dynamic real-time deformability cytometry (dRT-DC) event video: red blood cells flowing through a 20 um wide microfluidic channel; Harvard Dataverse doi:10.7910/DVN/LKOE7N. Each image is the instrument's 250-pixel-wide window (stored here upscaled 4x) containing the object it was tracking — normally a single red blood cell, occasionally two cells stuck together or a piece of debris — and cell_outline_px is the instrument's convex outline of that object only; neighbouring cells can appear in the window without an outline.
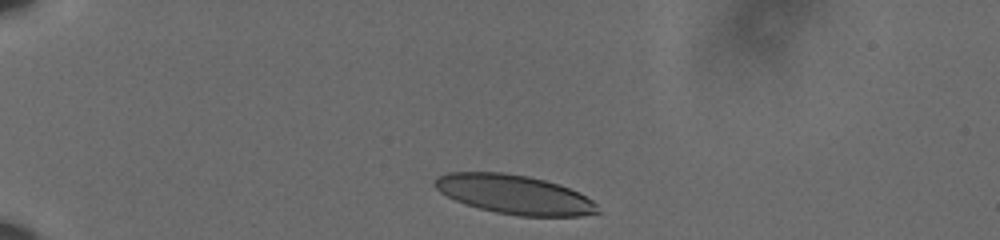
{"species": "human", "species_latin": "Homo sapiens", "temperature_condition": "cold", "stored_images_in_passage": 39, "camera_frame_rate_fps": 3000, "um_per_image_px": 0.085, "donor": {"sex": "male"}, "frame": {"image": 1, "passage_image": 1, "time_ms": 0.0, "image_size_px": [1000, 240], "cell_outline_px": [[600, 212], [580, 216], [520, 216], [496, 212], [480, 208], [456, 200], [440, 192], [432, 184], [436, 176], [448, 172], [504, 172], [528, 176], [560, 184], [580, 192], [592, 200], [596, 204]], "centroid_in_image_um": [43.72, 16.51], "position_along_channel_um": 41.3, "area_um2": 37.17}}
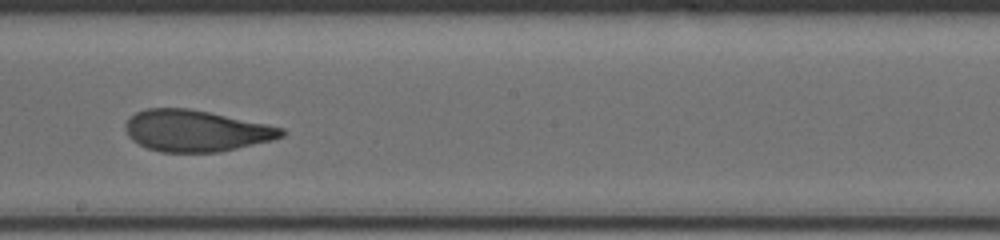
{"frame": {"image": 2, "passage_image": 22, "time_ms": 7.0, "image_size_px": [1000, 240], "cell_outline_px": [[288, 132], [284, 136], [272, 140], [220, 152], [160, 152], [148, 148], [132, 140], [128, 136], [124, 128], [124, 124], [136, 112], [148, 108], [188, 108], [268, 124], [284, 128]], "centroid_in_image_um": [16.67, 11.12], "position_along_channel_um": 231.5, "area_um2": 37.69}}
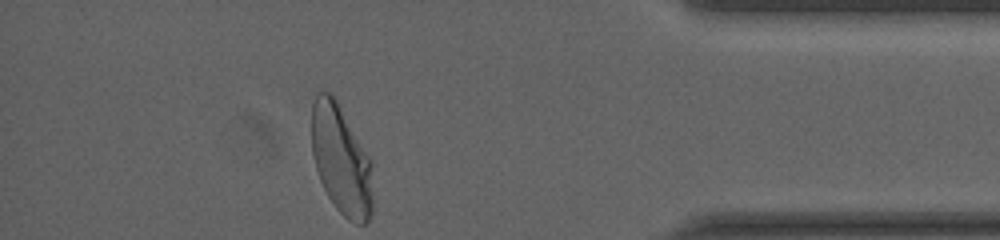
{"frame": {"image": 3, "passage_image": 39, "time_ms": 12.667, "image_size_px": [1000, 240], "cell_outline_px": [[372, 212], [368, 224], [356, 224], [348, 220], [336, 208], [328, 196], [320, 180], [316, 168], [312, 152], [312, 100], [316, 92], [328, 92], [336, 100], [372, 160]], "centroid_in_image_um": [29.01, 13.62], "position_along_channel_um": 406.2, "area_um2": 39.19}, "authors_computed_cell_mechanics": {"area_um2": 38.2058, "velocity_mm_per_s": 3.5978, "shape_relaxation_time_tau1_ms": 8.8696, "shape_relaxation_time_tau2_ms": 1.486, "deformation_change_tau1": 0.2703, "deformation_change_tau2": 0.0859}}